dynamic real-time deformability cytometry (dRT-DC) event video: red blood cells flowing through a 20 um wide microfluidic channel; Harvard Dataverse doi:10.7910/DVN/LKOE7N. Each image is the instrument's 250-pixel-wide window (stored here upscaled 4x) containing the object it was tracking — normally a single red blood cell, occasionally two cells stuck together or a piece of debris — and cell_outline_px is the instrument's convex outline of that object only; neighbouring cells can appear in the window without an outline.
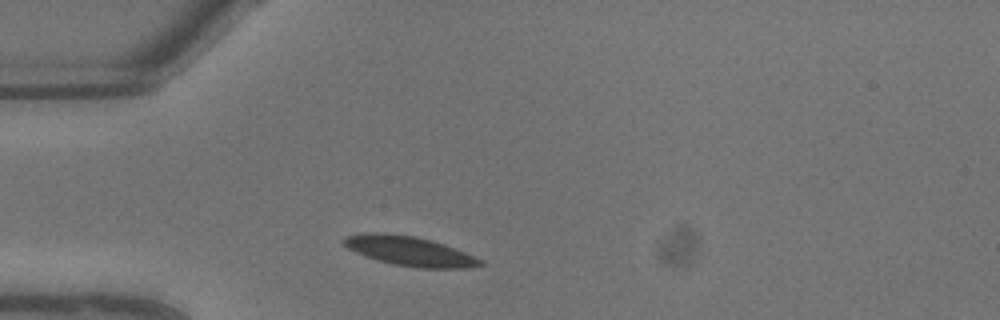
{"species": "common noctule bat (a hibernating species)", "species_latin": "Nyctalus noctula", "temperature_condition": "warm", "stored_images_in_passage": 3, "camera_frame_rate_fps": 3000, "um_per_image_px": 0.085, "animal": {"sex": "male", "body_mass_g": 13.3}, "frame": {"image": 1, "passage_image": 1, "time_ms": 0.0, "image_size_px": [1000, 320], "cell_outline_px": [[484, 264], [472, 268], [416, 268], [392, 264], [376, 260], [356, 252], [348, 248], [340, 240], [344, 236], [364, 232], [384, 232], [416, 236], [432, 240], [444, 244], [484, 260]], "centroid_in_image_um": [34.79, 21.33], "position_along_channel_um": 50.2, "area_um2": 23.81}}
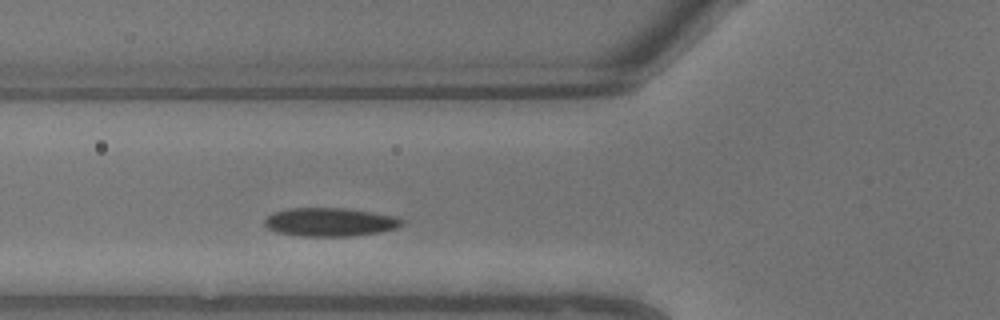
{"frame": {"image": 2, "passage_image": 3, "time_ms": 0.667, "image_size_px": [1000, 320], "cell_outline_px": [[404, 224], [396, 228], [380, 232], [348, 236], [300, 236], [276, 232], [268, 228], [264, 224], [264, 220], [272, 212], [288, 208], [344, 208], [400, 216], [404, 220]], "centroid_in_image_um": [28.07, 18.87], "position_along_channel_um": 97.7, "area_um2": 23.0}}